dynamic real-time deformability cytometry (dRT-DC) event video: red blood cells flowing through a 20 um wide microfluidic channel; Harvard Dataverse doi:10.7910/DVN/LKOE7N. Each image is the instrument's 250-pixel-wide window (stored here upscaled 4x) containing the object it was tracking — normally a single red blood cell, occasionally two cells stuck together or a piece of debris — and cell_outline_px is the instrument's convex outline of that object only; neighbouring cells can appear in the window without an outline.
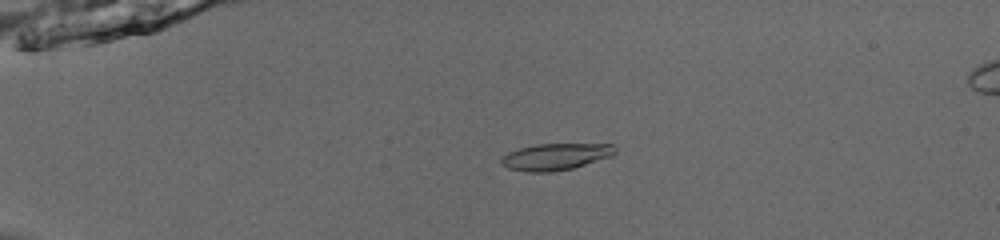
{"species": "common noctule bat (a hibernating species)", "species_latin": "Nyctalus noctula", "temperature_condition": "room temperature", "stored_images_in_passage": 49, "camera_frame_rate_fps": 3000, "um_per_image_px": 0.085, "animal": {"sex": "male", "body_mass_g": 13.0, "forearm_length_mm": 53.1}, "frame": {"image": 1, "passage_image": 10, "time_ms": 3.0, "image_size_px": [1000, 240], "cell_outline_px": [[616, 152], [612, 156], [572, 168], [552, 172], [528, 172], [508, 168], [500, 160], [508, 152], [520, 148], [536, 144], [612, 144], [616, 148]], "centroid_in_image_um": [47.25, 13.31], "position_along_channel_um": 37.8, "area_um2": 17.51}}
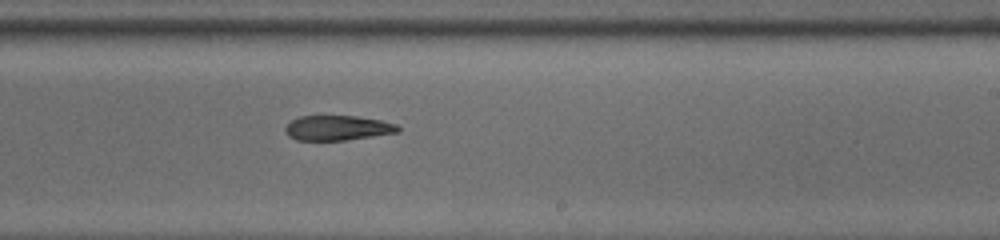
{"frame": {"image": 2, "passage_image": 31, "time_ms": 10.0, "image_size_px": [1000, 240], "cell_outline_px": [[400, 132], [344, 140], [296, 140], [288, 136], [284, 132], [284, 128], [292, 120], [300, 116], [356, 116], [380, 120], [396, 124], [400, 128]], "centroid_in_image_um": [28.67, 10.87], "position_along_channel_um": 260.3, "area_um2": 16.3}}
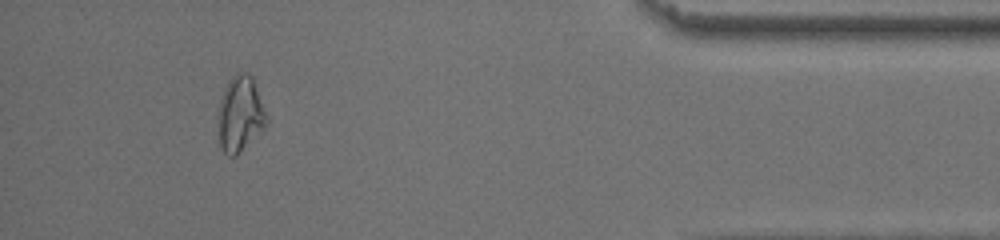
{"frame": {"image": 3, "passage_image": 46, "time_ms": 15.0, "image_size_px": [1000, 240], "cell_outline_px": [[268, 124], [236, 156], [228, 156], [220, 148], [216, 120], [216, 112], [224, 88], [228, 80], [236, 72], [244, 72], [252, 76], [268, 120]], "centroid_in_image_um": [20.36, 9.71], "position_along_channel_um": 414.8, "area_um2": 21.68}, "authors_computed_cell_mechanics": {"area_um2": 18.0914, "velocity_mm_per_s": 3.9156, "shape_relaxation_time_tau1_ms": null, "shape_relaxation_time_tau2_ms": 11.1568, "deformation_change_tau1": null, "deformation_change_tau2": 0.213}}